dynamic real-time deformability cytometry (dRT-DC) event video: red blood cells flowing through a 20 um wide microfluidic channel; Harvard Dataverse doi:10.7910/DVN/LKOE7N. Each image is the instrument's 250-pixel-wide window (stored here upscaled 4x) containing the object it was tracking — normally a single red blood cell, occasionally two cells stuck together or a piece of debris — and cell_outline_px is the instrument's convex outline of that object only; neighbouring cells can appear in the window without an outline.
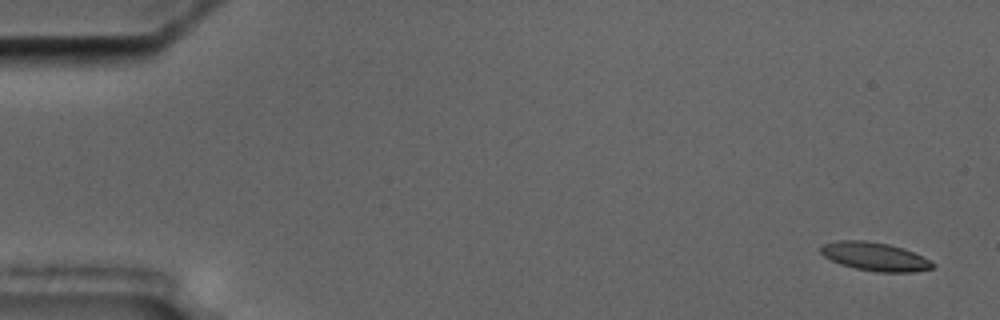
{"species": "common noctule bat (a hibernating species)", "species_latin": "Nyctalus noctula", "temperature_condition": "cold", "stored_images_in_passage": 6, "camera_frame_rate_fps": 3000, "um_per_image_px": 0.085, "animal": {"sex": "male", "body_mass_g": 17.5, "forearm_length_mm": 52.3}, "frame": {"image": 1, "passage_image": 1, "time_ms": 0.0, "image_size_px": [1000, 320], "cell_outline_px": [[936, 264], [932, 268], [912, 272], [876, 272], [856, 268], [840, 264], [824, 256], [820, 252], [820, 248], [824, 244], [836, 240], [864, 240], [888, 244], [904, 248]], "centroid_in_image_um": [74.33, 21.8], "position_along_channel_um": 10.7, "area_um2": 18.38}}